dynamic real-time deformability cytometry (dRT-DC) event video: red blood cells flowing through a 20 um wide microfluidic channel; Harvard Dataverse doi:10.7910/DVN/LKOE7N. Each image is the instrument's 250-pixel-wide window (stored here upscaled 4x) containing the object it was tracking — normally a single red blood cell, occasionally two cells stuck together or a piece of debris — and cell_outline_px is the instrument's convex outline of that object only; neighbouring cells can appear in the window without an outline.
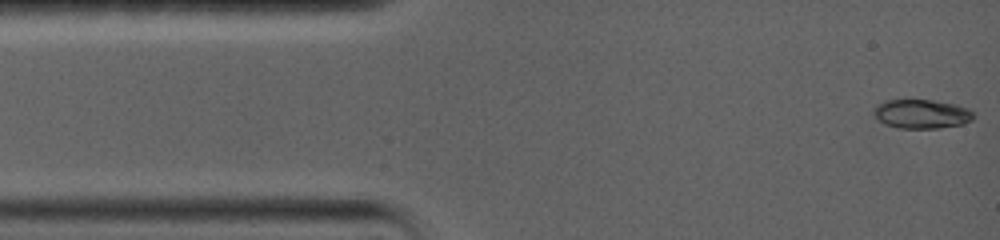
{"species": "common noctule bat (a hibernating species)", "species_latin": "Nyctalus noctula", "temperature_condition": "warm", "stored_images_in_passage": 49, "camera_frame_rate_fps": 5000, "um_per_image_px": 0.085, "animal": {"sex": "female", "body_mass_g": 19.0, "forearm_length_mm": 56.7}, "frame": {"image": 1, "passage_image": 1, "time_ms": 0.0, "image_size_px": [1000, 240], "cell_outline_px": [[976, 116], [972, 120], [964, 124], [940, 128], [900, 128], [884, 124], [872, 112], [872, 108], [876, 104], [888, 100], [932, 100], [956, 104], [968, 108]], "centroid_in_image_um": [78.35, 9.68], "position_along_channel_um": 6.6, "area_um2": 17.05}}
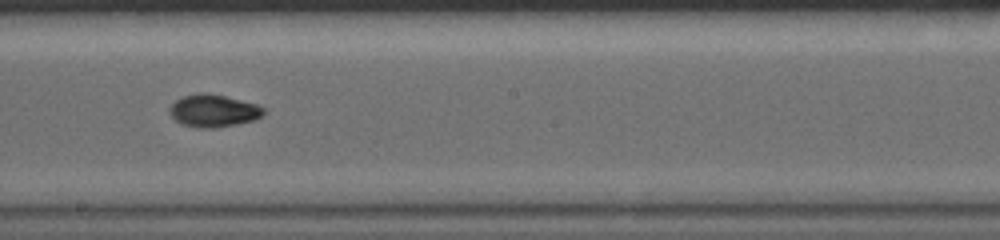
{"frame": {"image": 2, "passage_image": 19, "time_ms": 8.2, "image_size_px": [1000, 240], "cell_outline_px": [[264, 116], [252, 120], [236, 124], [216, 128], [196, 128], [180, 124], [168, 112], [168, 108], [176, 100], [184, 96], [196, 92], [204, 92], [224, 96], [256, 104], [264, 108]], "centroid_in_image_um": [18.11, 9.42], "position_along_channel_um": 230.1, "area_um2": 17.86}}
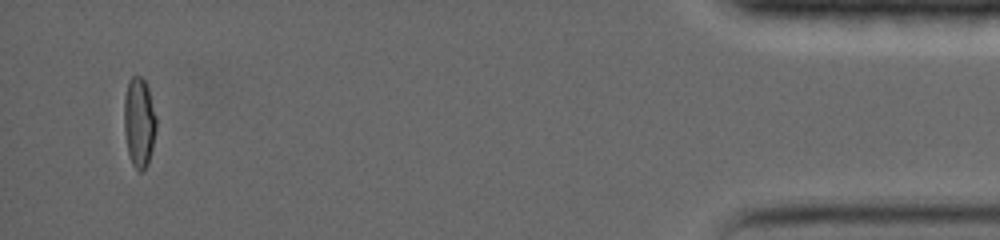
{"frame": {"image": 3, "passage_image": 44, "time_ms": 16.2, "image_size_px": [1000, 240], "cell_outline_px": [[156, 128], [152, 148], [148, 164], [140, 172], [136, 172], [132, 164], [128, 152], [124, 132], [124, 96], [128, 80], [132, 76], [140, 76], [144, 80], [148, 88], [156, 116]], "centroid_in_image_um": [11.81, 10.4], "position_along_channel_um": 423.4, "area_um2": 16.94}}